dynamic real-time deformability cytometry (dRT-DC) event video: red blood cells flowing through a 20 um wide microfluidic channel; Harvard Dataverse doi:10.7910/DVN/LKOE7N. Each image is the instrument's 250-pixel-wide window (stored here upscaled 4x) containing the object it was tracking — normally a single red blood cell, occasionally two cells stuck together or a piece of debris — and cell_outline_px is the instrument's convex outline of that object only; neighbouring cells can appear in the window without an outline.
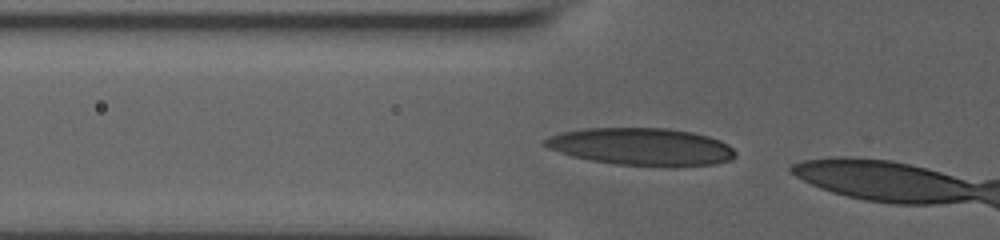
{"species": "human", "species_latin": "Homo sapiens", "temperature_condition": "room temperature", "stored_images_in_passage": 4, "camera_frame_rate_fps": 3000, "um_per_image_px": 0.085, "donor": {"sex": "male"}, "frame": {"image": 1, "passage_image": 2, "time_ms": 0.333, "image_size_px": [1000, 240], "cell_outline_px": [[736, 156], [732, 160], [712, 164], [676, 168], [668, 168], [616, 164], [592, 160], [572, 156], [548, 148], [540, 144], [548, 136], [560, 132], [584, 128], [668, 128], [692, 132], [708, 136], [720, 140], [728, 144], [736, 152]], "centroid_in_image_um": [54.54, 12.48], "position_along_channel_um": 71.3, "area_um2": 42.25}}